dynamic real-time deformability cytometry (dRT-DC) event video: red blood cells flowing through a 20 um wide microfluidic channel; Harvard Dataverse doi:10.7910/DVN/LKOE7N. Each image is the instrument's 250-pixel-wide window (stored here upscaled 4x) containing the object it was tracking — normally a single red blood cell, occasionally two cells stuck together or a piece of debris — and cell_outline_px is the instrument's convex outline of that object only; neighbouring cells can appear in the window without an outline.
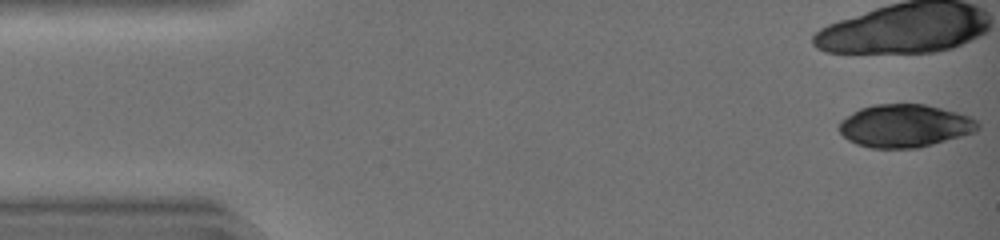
{"species": "common noctule bat (a hibernating species)", "species_latin": "Nyctalus noctula", "temperature_condition": "warm", "stored_images_in_passage": 13, "camera_frame_rate_fps": 3000, "um_per_image_px": 0.085, "animal": {"sex": "female", "body_mass_g": 19.0, "forearm_length_mm": 51.5}, "frame": {"image": 1, "passage_image": 1, "time_ms": 0.0, "image_size_px": [1000, 240], "cell_outline_px": [[980, 128], [976, 132], [932, 144], [916, 148], [872, 148], [856, 144], [848, 140], [836, 128], [840, 120], [852, 112], [860, 108], [872, 104], [924, 104], [956, 112], [968, 116], [976, 120], [980, 124]], "centroid_in_image_um": [76.87, 10.69], "position_along_channel_um": 8.1, "area_um2": 34.8}}